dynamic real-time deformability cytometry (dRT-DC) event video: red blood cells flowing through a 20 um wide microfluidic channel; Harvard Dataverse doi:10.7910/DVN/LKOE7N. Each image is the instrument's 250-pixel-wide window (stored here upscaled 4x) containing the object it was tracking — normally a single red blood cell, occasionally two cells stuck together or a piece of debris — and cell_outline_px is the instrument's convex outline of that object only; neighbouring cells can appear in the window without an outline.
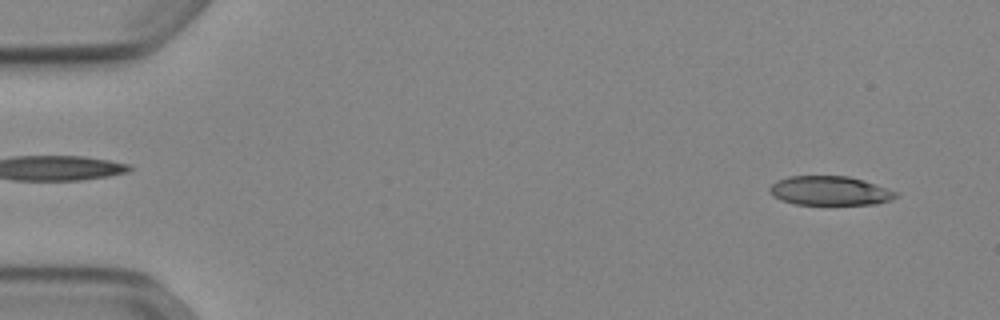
{"species": "Egyptian fruit bat (a non-hibernating species)", "species_latin": "Rousettus aegyptiacus", "temperature_condition": "cold", "stored_images_in_passage": 51, "camera_frame_rate_fps": 3000, "um_per_image_px": 0.085, "animal": {"sex": "female"}, "frame": {"image": 1, "passage_image": 3, "time_ms": 0.667, "image_size_px": [1000, 320], "cell_outline_px": [[896, 196], [892, 200], [876, 204], [796, 204], [780, 200], [772, 196], [768, 188], [776, 180], [788, 176], [848, 176], [864, 180], [876, 184], [896, 192]], "centroid_in_image_um": [70.5, 16.21], "position_along_channel_um": 14.5, "area_um2": 21.44}}
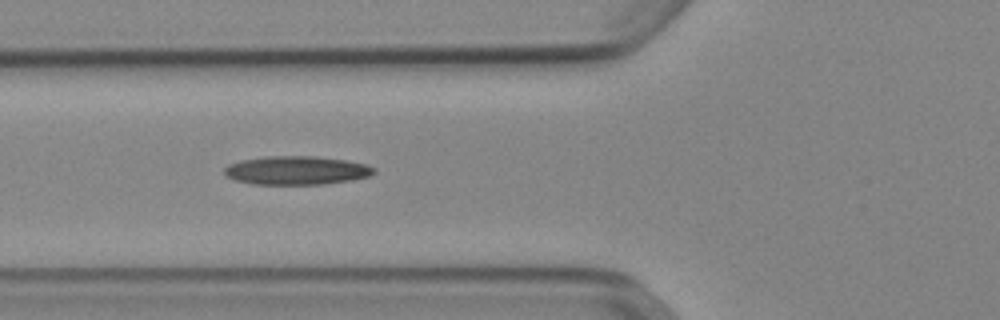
{"frame": {"image": 2, "passage_image": 19, "time_ms": 6.0, "image_size_px": [1000, 320], "cell_outline_px": [[376, 172], [368, 176], [352, 180], [324, 184], [252, 184], [236, 180], [224, 176], [224, 168], [228, 164], [240, 160], [264, 156], [312, 156], [344, 160], [368, 164], [376, 168]], "centroid_in_image_um": [25.18, 14.48], "position_along_channel_um": 100.6, "area_um2": 25.09}}
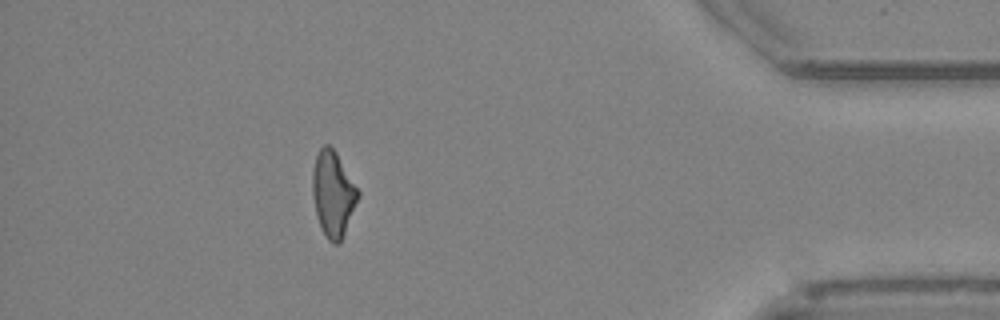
{"frame": {"image": 3, "passage_image": 46, "time_ms": 15.0, "image_size_px": [1000, 320], "cell_outline_px": [[360, 196], [344, 236], [340, 244], [332, 244], [328, 240], [320, 224], [316, 212], [312, 196], [312, 172], [316, 156], [320, 148], [324, 144], [328, 144], [336, 152], [360, 192]], "centroid_in_image_um": [28.32, 16.5], "position_along_channel_um": 406.9, "area_um2": 22.72}, "authors_computed_cell_mechanics": {"area_um2": 23.0622, "velocity_mm_per_s": 3.8939, "shape_relaxation_time_tau1_ms": null, "shape_relaxation_time_tau2_ms": 7.9359, "deformation_change_tau1": null, "deformation_change_tau2": 0.2194}}